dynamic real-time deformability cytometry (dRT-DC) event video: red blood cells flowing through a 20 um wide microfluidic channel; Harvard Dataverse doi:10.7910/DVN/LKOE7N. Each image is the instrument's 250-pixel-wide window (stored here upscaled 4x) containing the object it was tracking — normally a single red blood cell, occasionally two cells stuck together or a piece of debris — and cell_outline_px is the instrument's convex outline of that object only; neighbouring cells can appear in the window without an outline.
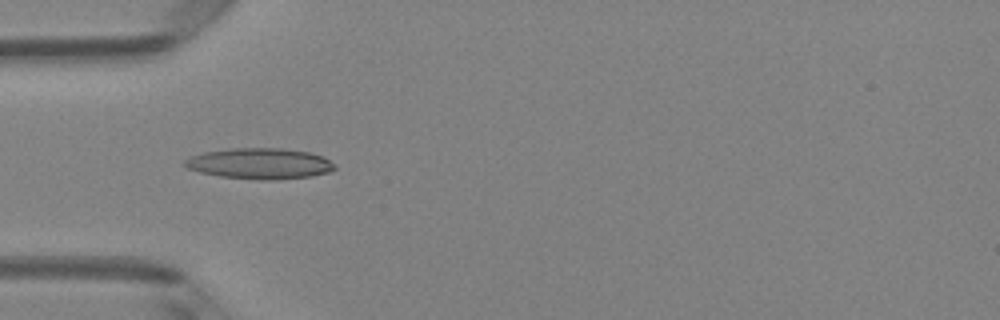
{"species": "Egyptian fruit bat (a non-hibernating species)", "species_latin": "Rousettus aegyptiacus", "temperature_condition": "room temperature", "stored_images_in_passage": 5, "camera_frame_rate_fps": 3000, "um_per_image_px": 0.085, "animal": {"sex": "female"}, "frame": {"image": 1, "passage_image": 2, "time_ms": 0.333, "image_size_px": [1000, 320], "cell_outline_px": [[336, 168], [328, 172], [312, 176], [272, 180], [260, 180], [220, 176], [200, 172], [188, 168], [184, 164], [184, 160], [192, 156], [204, 152], [232, 148], [280, 148], [308, 152], [324, 156], [336, 164]], "centroid_in_image_um": [22.12, 13.9], "position_along_channel_um": 62.9, "area_um2": 26.93}}
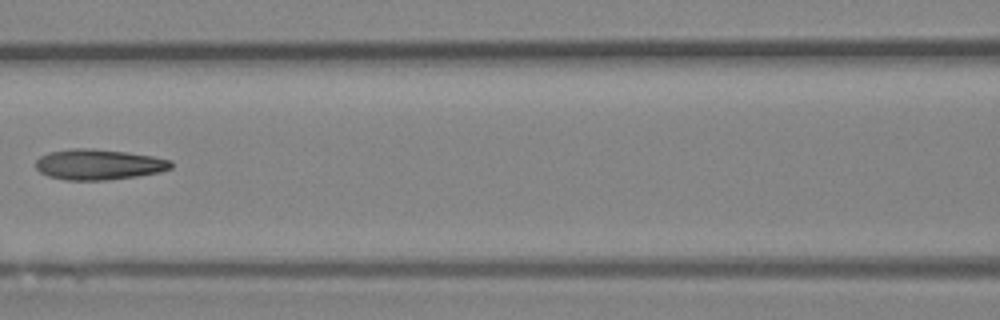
{"frame": {"image": 2, "passage_image": 4, "time_ms": 1.0, "image_size_px": [1000, 320], "cell_outline_px": [[172, 168], [160, 172], [136, 176], [108, 180], [64, 180], [48, 176], [40, 172], [36, 168], [36, 160], [40, 156], [48, 152], [72, 148], [92, 148], [124, 152], [152, 156], [172, 160]], "centroid_in_image_um": [8.37, 13.98], "position_along_channel_um": 158.2, "area_um2": 24.16}}
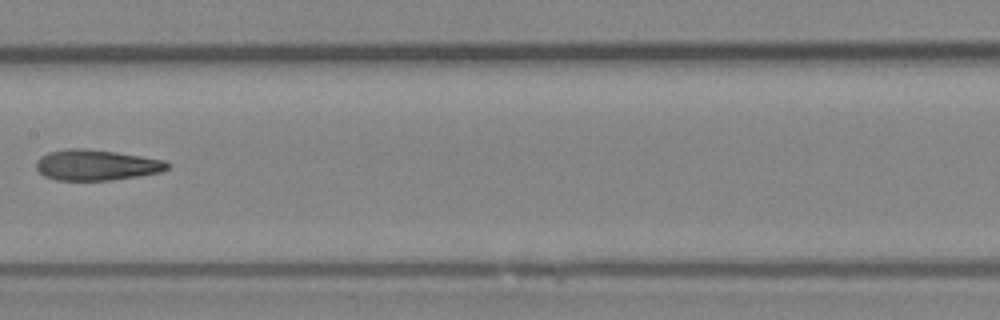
{"frame": {"image": 3, "passage_image": 5, "time_ms": 1.333, "image_size_px": [1000, 320], "cell_outline_px": [[172, 164], [168, 168], [160, 172], [112, 180], [56, 180], [44, 176], [36, 168], [36, 160], [40, 156], [48, 152], [68, 148], [84, 148], [116, 152], [164, 160]], "centroid_in_image_um": [8.16, 14.02], "position_along_channel_um": 199.2, "area_um2": 23.47}}